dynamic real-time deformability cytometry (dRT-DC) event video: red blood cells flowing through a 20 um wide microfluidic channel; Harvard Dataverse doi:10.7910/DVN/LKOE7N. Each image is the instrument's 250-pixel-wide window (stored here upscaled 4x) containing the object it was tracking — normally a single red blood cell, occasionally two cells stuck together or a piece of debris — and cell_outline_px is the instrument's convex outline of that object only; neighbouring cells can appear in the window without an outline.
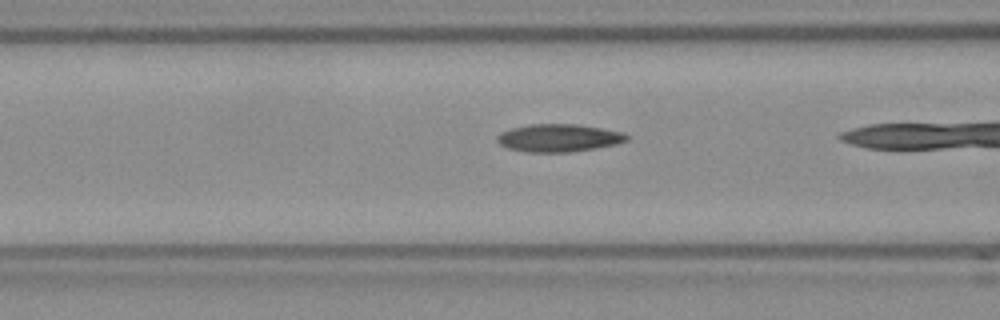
{"species": "Egyptian fruit bat (a non-hibernating species)", "species_latin": "Rousettus aegyptiacus", "temperature_condition": "room temperature", "stored_images_in_passage": 18, "camera_frame_rate_fps": 3000, "um_per_image_px": 0.085, "frame": {"image": 1, "passage_image": 17, "time_ms": 5.333, "image_size_px": [1000, 320], "cell_outline_px": [[628, 140], [616, 144], [596, 148], [572, 152], [524, 152], [508, 148], [500, 144], [496, 140], [496, 136], [500, 132], [512, 128], [528, 124], [576, 124], [624, 132], [628, 136]], "centroid_in_image_um": [47.47, 11.72], "position_along_channel_um": 119.1, "area_um2": 21.04}}